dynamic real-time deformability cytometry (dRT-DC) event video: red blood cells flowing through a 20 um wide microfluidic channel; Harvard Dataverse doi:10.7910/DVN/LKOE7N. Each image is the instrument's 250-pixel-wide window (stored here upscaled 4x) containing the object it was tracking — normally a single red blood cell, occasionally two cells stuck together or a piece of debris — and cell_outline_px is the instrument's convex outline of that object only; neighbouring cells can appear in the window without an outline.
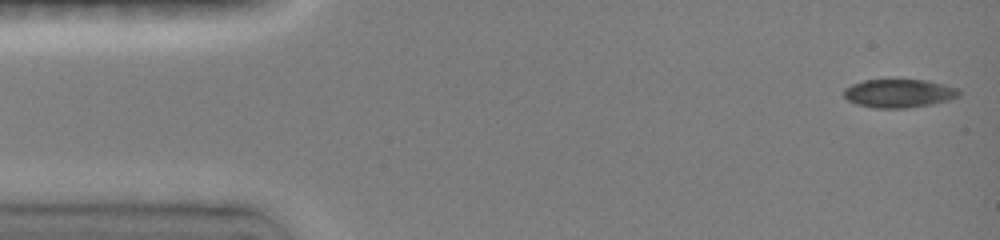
{"species": "common noctule bat (a hibernating species)", "species_latin": "Nyctalus noctula", "temperature_condition": "room temperature", "stored_images_in_passage": 6, "camera_frame_rate_fps": 3000, "um_per_image_px": 0.085, "animal": {"sex": "female", "body_mass_g": 19.0, "forearm_length_mm": 51.5}, "frame": {"image": 1, "passage_image": 1, "time_ms": 0.0, "image_size_px": [1000, 240], "cell_outline_px": [[960, 96], [948, 100], [932, 104], [908, 108], [876, 108], [856, 104], [848, 100], [844, 96], [844, 88], [852, 84], [864, 80], [928, 80], [944, 84], [956, 88], [960, 92]], "centroid_in_image_um": [76.41, 7.93], "position_along_channel_um": 8.6, "area_um2": 19.07}}
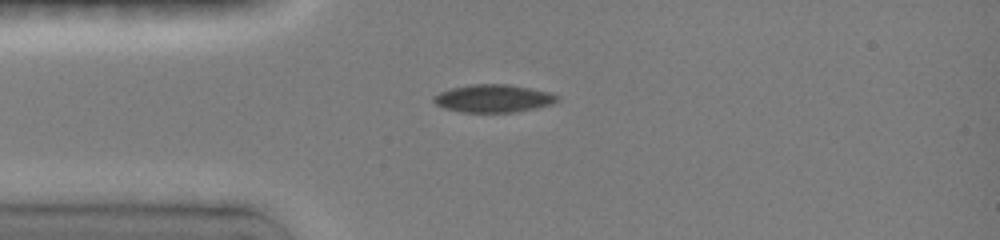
{"frame": {"image": 2, "passage_image": 5, "time_ms": 3.333, "image_size_px": [1000, 240], "cell_outline_px": [[560, 100], [552, 104], [536, 108], [516, 112], [460, 112], [444, 108], [436, 104], [432, 100], [432, 96], [440, 92], [452, 88], [472, 84], [508, 84], [548, 92], [560, 96]], "centroid_in_image_um": [41.93, 8.37], "position_along_channel_um": 43.1, "area_um2": 20.06}}